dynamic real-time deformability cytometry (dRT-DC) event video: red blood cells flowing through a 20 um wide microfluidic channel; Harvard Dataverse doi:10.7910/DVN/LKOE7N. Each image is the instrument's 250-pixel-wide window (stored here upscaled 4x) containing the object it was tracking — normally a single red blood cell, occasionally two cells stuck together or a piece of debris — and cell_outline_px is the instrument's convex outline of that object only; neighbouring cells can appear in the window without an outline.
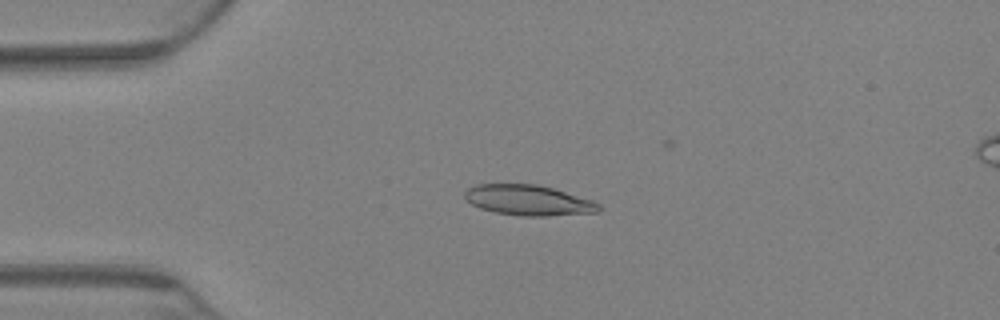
{"species": "Egyptian fruit bat (a non-hibernating species)", "species_latin": "Rousettus aegyptiacus", "temperature_condition": "warm", "stored_images_in_passage": 74, "camera_frame_rate_fps": 3000, "um_per_image_px": 0.085, "animal": {"sex": "female"}, "frame": {"image": 1, "passage_image": 20, "time_ms": 6.333, "image_size_px": [1000, 320], "cell_outline_px": [[604, 208], [600, 212], [548, 216], [520, 216], [496, 212], [480, 208], [472, 204], [464, 196], [464, 192], [468, 188], [476, 184], [536, 184], [552, 188], [592, 200], [600, 204]], "centroid_in_image_um": [44.95, 17.02], "position_along_channel_um": 40.1, "area_um2": 23.81}}
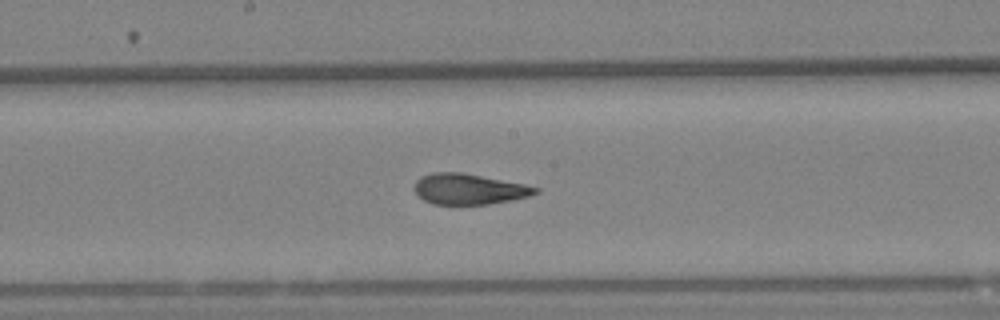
{"frame": {"image": 2, "passage_image": 41, "time_ms": 13.333, "image_size_px": [1000, 320], "cell_outline_px": [[540, 192], [528, 196], [512, 200], [488, 204], [432, 204], [424, 200], [412, 188], [416, 180], [420, 176], [432, 172], [460, 172], [524, 184], [540, 188]], "centroid_in_image_um": [39.83, 16.07], "position_along_channel_um": 208.4, "area_um2": 21.62}}
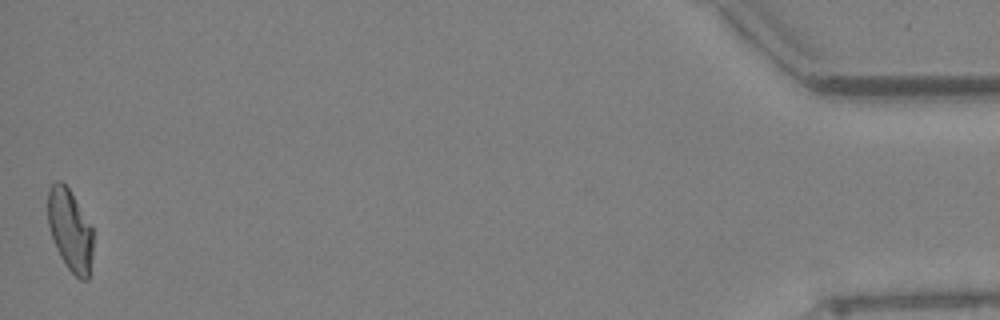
{"frame": {"image": 3, "passage_image": 74, "time_ms": 24.333, "image_size_px": [1000, 320], "cell_outline_px": [[92, 256], [88, 280], [80, 280], [68, 268], [60, 256], [56, 248], [48, 224], [48, 188], [56, 180], [60, 180], [68, 188], [92, 228]], "centroid_in_image_um": [5.94, 19.57], "position_along_channel_um": 429.3, "area_um2": 21.21}, "authors_computed_cell_mechanics": {"area_um2": 22.542, "velocity_mm_per_s": 2.8572, "shape_relaxation_time_tau1_ms": 10.8893, "shape_relaxation_time_tau2_ms": 2.1623, "deformation_change_tau1": 0.2364, "deformation_change_tau2": 0.0883}}